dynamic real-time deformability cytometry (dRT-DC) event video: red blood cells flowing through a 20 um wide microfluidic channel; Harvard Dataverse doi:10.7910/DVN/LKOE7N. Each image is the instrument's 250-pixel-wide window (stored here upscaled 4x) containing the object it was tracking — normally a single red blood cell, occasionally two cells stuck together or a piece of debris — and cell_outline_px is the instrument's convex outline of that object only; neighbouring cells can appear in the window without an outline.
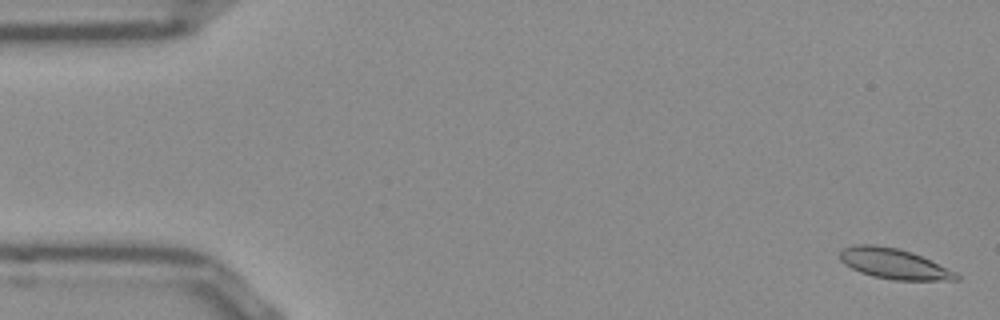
{"species": "Egyptian fruit bat (a non-hibernating species)", "species_latin": "Rousettus aegyptiacus", "temperature_condition": "room temperature", "stored_images_in_passage": 14, "camera_frame_rate_fps": 3000, "um_per_image_px": 0.085, "frame": {"image": 1, "passage_image": 2, "time_ms": 0.333, "image_size_px": [1000, 320], "cell_outline_px": [[960, 280], [892, 280], [872, 276], [860, 272], [844, 264], [840, 260], [840, 252], [844, 248], [856, 244], [876, 244], [896, 248], [912, 252], [956, 272], [960, 276]], "centroid_in_image_um": [75.97, 22.42], "position_along_channel_um": 9.0, "area_um2": 20.58}}
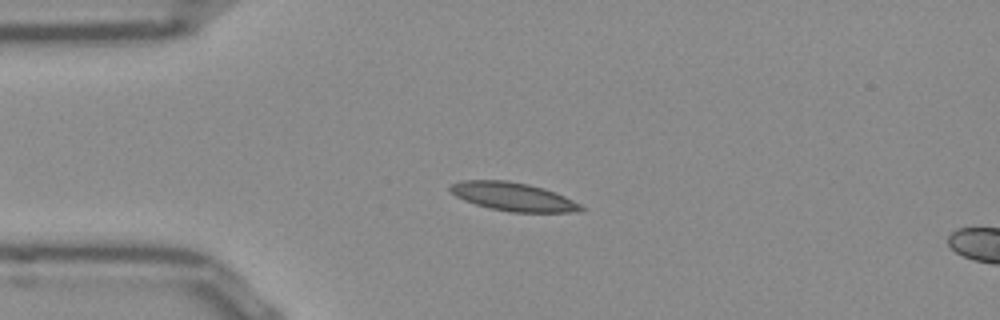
{"frame": {"image": 2, "passage_image": 13, "time_ms": 4.0, "image_size_px": [1000, 320], "cell_outline_px": [[584, 208], [580, 212], [508, 212], [488, 208], [464, 200], [456, 196], [448, 188], [452, 184], [460, 180], [508, 180], [528, 184], [544, 188], [556, 192], [580, 204]], "centroid_in_image_um": [43.61, 16.72], "position_along_channel_um": 41.4, "area_um2": 21.73}}